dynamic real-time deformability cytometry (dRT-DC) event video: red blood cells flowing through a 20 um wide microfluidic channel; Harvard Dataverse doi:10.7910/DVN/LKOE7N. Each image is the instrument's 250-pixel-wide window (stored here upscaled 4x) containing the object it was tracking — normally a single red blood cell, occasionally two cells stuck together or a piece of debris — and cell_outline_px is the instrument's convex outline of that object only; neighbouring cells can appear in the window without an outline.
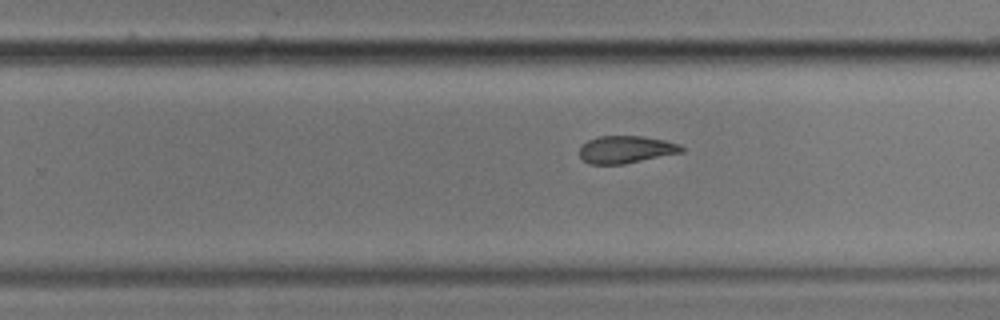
{"species": "common noctule bat (a hibernating species)", "species_latin": "Nyctalus noctula", "temperature_condition": "cold", "stored_images_in_passage": 11, "segment_of_instrument_passage": [2, 2], "camera_frame_rate_fps": 3000, "um_per_image_px": 0.085, "animal": {"sex": "male", "body_mass_g": 17.9}, "frame": {"image": 1, "passage_image": 11, "time_ms": 3.333, "image_size_px": [1000, 320], "cell_outline_px": [[684, 152], [624, 164], [588, 164], [580, 156], [580, 144], [588, 140], [600, 136], [644, 136], [664, 140], [680, 144], [684, 148]], "centroid_in_image_um": [53.21, 12.7], "position_along_channel_um": 276.6, "area_um2": 16.42}}